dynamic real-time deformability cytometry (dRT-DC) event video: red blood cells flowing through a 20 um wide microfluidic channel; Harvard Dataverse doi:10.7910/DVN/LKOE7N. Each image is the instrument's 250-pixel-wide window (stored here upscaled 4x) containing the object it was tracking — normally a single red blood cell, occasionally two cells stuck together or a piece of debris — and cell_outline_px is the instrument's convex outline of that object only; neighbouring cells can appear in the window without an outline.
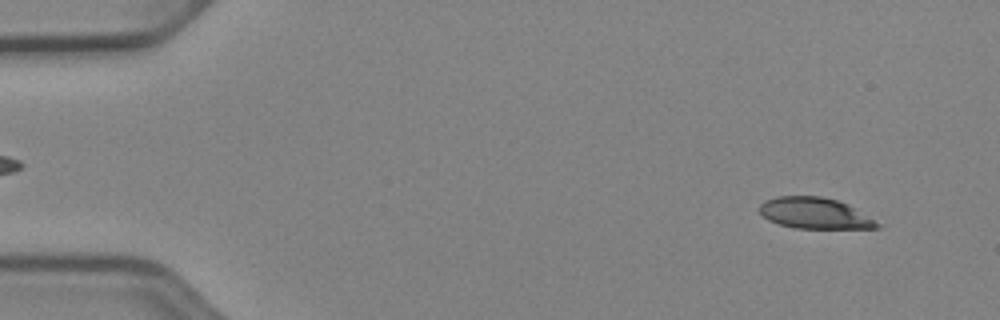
{"species": "Egyptian fruit bat (a non-hibernating species)", "species_latin": "Rousettus aegyptiacus", "temperature_condition": "cold", "stored_images_in_passage": 51, "camera_frame_rate_fps": 3000, "um_per_image_px": 0.085, "animal": {"sex": "female"}, "frame": {"image": 1, "passage_image": 4, "time_ms": 1.0, "image_size_px": [1000, 320], "cell_outline_px": [[880, 228], [796, 228], [780, 224], [768, 220], [760, 212], [760, 204], [764, 200], [776, 196], [820, 196], [836, 200], [848, 204], [880, 224]], "centroid_in_image_um": [69.22, 18.11], "position_along_channel_um": 15.8, "area_um2": 21.04}}
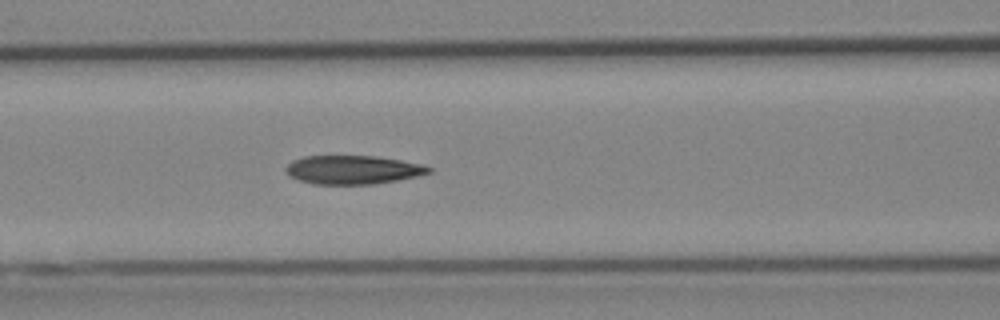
{"frame": {"image": 2, "passage_image": 22, "time_ms": 7.0, "image_size_px": [1000, 320], "cell_outline_px": [[432, 172], [416, 176], [376, 184], [312, 184], [288, 176], [284, 172], [284, 168], [292, 160], [304, 156], [376, 156], [400, 160], [420, 164], [432, 168]], "centroid_in_image_um": [29.94, 14.43], "position_along_channel_um": 136.7, "area_um2": 23.93}}
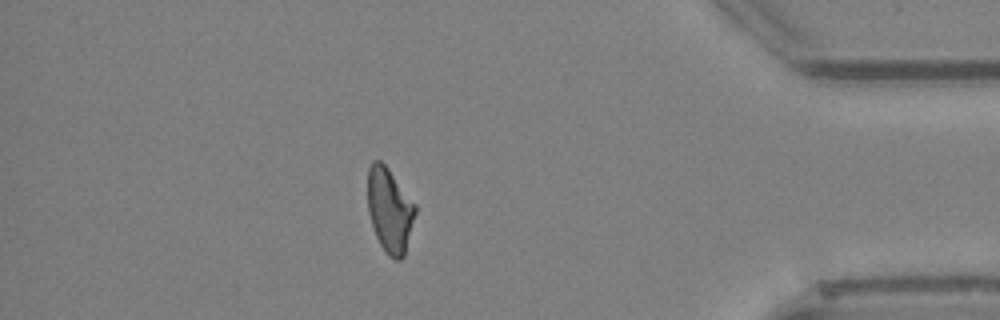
{"frame": {"image": 3, "passage_image": 45, "time_ms": 14.667, "image_size_px": [1000, 320], "cell_outline_px": [[416, 212], [404, 256], [400, 260], [396, 260], [388, 256], [380, 244], [376, 236], [368, 212], [368, 168], [372, 160], [380, 160], [388, 168], [416, 204]], "centroid_in_image_um": [33.12, 17.85], "position_along_channel_um": 402.1, "area_um2": 23.41}, "authors_computed_cell_mechanics": {"area_um2": 23.698, "velocity_mm_per_s": 3.9562, "shape_relaxation_time_tau1_ms": null, "shape_relaxation_time_tau2_ms": 4.4841, "deformation_change_tau1": null, "deformation_change_tau2": 0.1289}}